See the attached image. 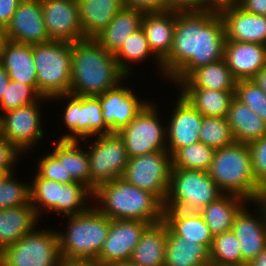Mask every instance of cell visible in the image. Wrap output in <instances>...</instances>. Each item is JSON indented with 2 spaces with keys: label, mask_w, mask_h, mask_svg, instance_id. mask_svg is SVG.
<instances>
[{
  "label": "cell",
  "mask_w": 266,
  "mask_h": 266,
  "mask_svg": "<svg viewBox=\"0 0 266 266\" xmlns=\"http://www.w3.org/2000/svg\"><path fill=\"white\" fill-rule=\"evenodd\" d=\"M224 26L226 40L266 45V16L244 11L237 4L218 9Z\"/></svg>",
  "instance_id": "obj_19"
},
{
  "label": "cell",
  "mask_w": 266,
  "mask_h": 266,
  "mask_svg": "<svg viewBox=\"0 0 266 266\" xmlns=\"http://www.w3.org/2000/svg\"><path fill=\"white\" fill-rule=\"evenodd\" d=\"M246 266H266V247L258 254V256L252 259Z\"/></svg>",
  "instance_id": "obj_55"
},
{
  "label": "cell",
  "mask_w": 266,
  "mask_h": 266,
  "mask_svg": "<svg viewBox=\"0 0 266 266\" xmlns=\"http://www.w3.org/2000/svg\"><path fill=\"white\" fill-rule=\"evenodd\" d=\"M223 194H233L252 202L259 185L254 179L251 155L247 144L234 142L230 146L215 149L208 169Z\"/></svg>",
  "instance_id": "obj_4"
},
{
  "label": "cell",
  "mask_w": 266,
  "mask_h": 266,
  "mask_svg": "<svg viewBox=\"0 0 266 266\" xmlns=\"http://www.w3.org/2000/svg\"><path fill=\"white\" fill-rule=\"evenodd\" d=\"M222 194L207 171L172 168L163 208L201 212Z\"/></svg>",
  "instance_id": "obj_7"
},
{
  "label": "cell",
  "mask_w": 266,
  "mask_h": 266,
  "mask_svg": "<svg viewBox=\"0 0 266 266\" xmlns=\"http://www.w3.org/2000/svg\"><path fill=\"white\" fill-rule=\"evenodd\" d=\"M176 26V11L144 13L141 27L158 64L169 56Z\"/></svg>",
  "instance_id": "obj_23"
},
{
  "label": "cell",
  "mask_w": 266,
  "mask_h": 266,
  "mask_svg": "<svg viewBox=\"0 0 266 266\" xmlns=\"http://www.w3.org/2000/svg\"><path fill=\"white\" fill-rule=\"evenodd\" d=\"M79 141L59 140L51 153L57 160H64L66 177H73L90 189V161L87 151L80 150Z\"/></svg>",
  "instance_id": "obj_35"
},
{
  "label": "cell",
  "mask_w": 266,
  "mask_h": 266,
  "mask_svg": "<svg viewBox=\"0 0 266 266\" xmlns=\"http://www.w3.org/2000/svg\"><path fill=\"white\" fill-rule=\"evenodd\" d=\"M252 202H255L256 206L260 207L259 210H261L266 221V183L259 186L256 197Z\"/></svg>",
  "instance_id": "obj_51"
},
{
  "label": "cell",
  "mask_w": 266,
  "mask_h": 266,
  "mask_svg": "<svg viewBox=\"0 0 266 266\" xmlns=\"http://www.w3.org/2000/svg\"><path fill=\"white\" fill-rule=\"evenodd\" d=\"M163 221L176 236L202 244L210 250L214 236L199 212L164 209Z\"/></svg>",
  "instance_id": "obj_26"
},
{
  "label": "cell",
  "mask_w": 266,
  "mask_h": 266,
  "mask_svg": "<svg viewBox=\"0 0 266 266\" xmlns=\"http://www.w3.org/2000/svg\"><path fill=\"white\" fill-rule=\"evenodd\" d=\"M143 12L124 7L94 39L115 55L135 30L141 27Z\"/></svg>",
  "instance_id": "obj_27"
},
{
  "label": "cell",
  "mask_w": 266,
  "mask_h": 266,
  "mask_svg": "<svg viewBox=\"0 0 266 266\" xmlns=\"http://www.w3.org/2000/svg\"><path fill=\"white\" fill-rule=\"evenodd\" d=\"M5 39L21 44H43L51 41L47 34L41 0H21L5 29Z\"/></svg>",
  "instance_id": "obj_16"
},
{
  "label": "cell",
  "mask_w": 266,
  "mask_h": 266,
  "mask_svg": "<svg viewBox=\"0 0 266 266\" xmlns=\"http://www.w3.org/2000/svg\"><path fill=\"white\" fill-rule=\"evenodd\" d=\"M260 88L266 93V65L259 71L254 78Z\"/></svg>",
  "instance_id": "obj_54"
},
{
  "label": "cell",
  "mask_w": 266,
  "mask_h": 266,
  "mask_svg": "<svg viewBox=\"0 0 266 266\" xmlns=\"http://www.w3.org/2000/svg\"><path fill=\"white\" fill-rule=\"evenodd\" d=\"M168 11L207 10V0H166Z\"/></svg>",
  "instance_id": "obj_47"
},
{
  "label": "cell",
  "mask_w": 266,
  "mask_h": 266,
  "mask_svg": "<svg viewBox=\"0 0 266 266\" xmlns=\"http://www.w3.org/2000/svg\"><path fill=\"white\" fill-rule=\"evenodd\" d=\"M151 54H153V52L150 49L142 27H140L128 36V39L114 57L120 69L128 76L130 72L129 69L131 70L128 63L129 61L133 63L140 62Z\"/></svg>",
  "instance_id": "obj_38"
},
{
  "label": "cell",
  "mask_w": 266,
  "mask_h": 266,
  "mask_svg": "<svg viewBox=\"0 0 266 266\" xmlns=\"http://www.w3.org/2000/svg\"><path fill=\"white\" fill-rule=\"evenodd\" d=\"M5 40V30L0 26V49Z\"/></svg>",
  "instance_id": "obj_57"
},
{
  "label": "cell",
  "mask_w": 266,
  "mask_h": 266,
  "mask_svg": "<svg viewBox=\"0 0 266 266\" xmlns=\"http://www.w3.org/2000/svg\"><path fill=\"white\" fill-rule=\"evenodd\" d=\"M209 256L212 266H242L240 243L232 230L214 236Z\"/></svg>",
  "instance_id": "obj_36"
},
{
  "label": "cell",
  "mask_w": 266,
  "mask_h": 266,
  "mask_svg": "<svg viewBox=\"0 0 266 266\" xmlns=\"http://www.w3.org/2000/svg\"><path fill=\"white\" fill-rule=\"evenodd\" d=\"M88 196L92 197L93 192L82 183H59L43 178L38 173L30 185V203L37 216L40 214V204L46 212L54 210L68 216L81 214L89 209L84 206Z\"/></svg>",
  "instance_id": "obj_8"
},
{
  "label": "cell",
  "mask_w": 266,
  "mask_h": 266,
  "mask_svg": "<svg viewBox=\"0 0 266 266\" xmlns=\"http://www.w3.org/2000/svg\"><path fill=\"white\" fill-rule=\"evenodd\" d=\"M155 108L151 103H147L135 119L118 132L129 158L167 151V130L160 123Z\"/></svg>",
  "instance_id": "obj_12"
},
{
  "label": "cell",
  "mask_w": 266,
  "mask_h": 266,
  "mask_svg": "<svg viewBox=\"0 0 266 266\" xmlns=\"http://www.w3.org/2000/svg\"><path fill=\"white\" fill-rule=\"evenodd\" d=\"M167 224L164 221L149 225L133 249L130 260L137 266H165Z\"/></svg>",
  "instance_id": "obj_29"
},
{
  "label": "cell",
  "mask_w": 266,
  "mask_h": 266,
  "mask_svg": "<svg viewBox=\"0 0 266 266\" xmlns=\"http://www.w3.org/2000/svg\"><path fill=\"white\" fill-rule=\"evenodd\" d=\"M38 165L37 173L43 178L64 184L76 182L73 177H66L64 160H57L52 154L45 156Z\"/></svg>",
  "instance_id": "obj_44"
},
{
  "label": "cell",
  "mask_w": 266,
  "mask_h": 266,
  "mask_svg": "<svg viewBox=\"0 0 266 266\" xmlns=\"http://www.w3.org/2000/svg\"><path fill=\"white\" fill-rule=\"evenodd\" d=\"M102 108V117L111 133H118L144 108L148 102H141L131 89L117 85L96 96Z\"/></svg>",
  "instance_id": "obj_18"
},
{
  "label": "cell",
  "mask_w": 266,
  "mask_h": 266,
  "mask_svg": "<svg viewBox=\"0 0 266 266\" xmlns=\"http://www.w3.org/2000/svg\"><path fill=\"white\" fill-rule=\"evenodd\" d=\"M251 155L252 172L256 183H266V135L247 144Z\"/></svg>",
  "instance_id": "obj_43"
},
{
  "label": "cell",
  "mask_w": 266,
  "mask_h": 266,
  "mask_svg": "<svg viewBox=\"0 0 266 266\" xmlns=\"http://www.w3.org/2000/svg\"><path fill=\"white\" fill-rule=\"evenodd\" d=\"M214 152V148L202 142L182 147L171 156L172 168L208 171Z\"/></svg>",
  "instance_id": "obj_37"
},
{
  "label": "cell",
  "mask_w": 266,
  "mask_h": 266,
  "mask_svg": "<svg viewBox=\"0 0 266 266\" xmlns=\"http://www.w3.org/2000/svg\"><path fill=\"white\" fill-rule=\"evenodd\" d=\"M126 77L114 55L108 53L95 39L72 43L69 93L98 96L121 84Z\"/></svg>",
  "instance_id": "obj_2"
},
{
  "label": "cell",
  "mask_w": 266,
  "mask_h": 266,
  "mask_svg": "<svg viewBox=\"0 0 266 266\" xmlns=\"http://www.w3.org/2000/svg\"><path fill=\"white\" fill-rule=\"evenodd\" d=\"M0 63L11 81L30 85L37 92V71L32 45L5 40L0 49Z\"/></svg>",
  "instance_id": "obj_24"
},
{
  "label": "cell",
  "mask_w": 266,
  "mask_h": 266,
  "mask_svg": "<svg viewBox=\"0 0 266 266\" xmlns=\"http://www.w3.org/2000/svg\"><path fill=\"white\" fill-rule=\"evenodd\" d=\"M227 121L235 142L248 144L266 135V123L236 97L231 101Z\"/></svg>",
  "instance_id": "obj_30"
},
{
  "label": "cell",
  "mask_w": 266,
  "mask_h": 266,
  "mask_svg": "<svg viewBox=\"0 0 266 266\" xmlns=\"http://www.w3.org/2000/svg\"><path fill=\"white\" fill-rule=\"evenodd\" d=\"M85 39H94L124 6L123 0H78Z\"/></svg>",
  "instance_id": "obj_28"
},
{
  "label": "cell",
  "mask_w": 266,
  "mask_h": 266,
  "mask_svg": "<svg viewBox=\"0 0 266 266\" xmlns=\"http://www.w3.org/2000/svg\"><path fill=\"white\" fill-rule=\"evenodd\" d=\"M39 217L31 203L0 210V253L33 232Z\"/></svg>",
  "instance_id": "obj_25"
},
{
  "label": "cell",
  "mask_w": 266,
  "mask_h": 266,
  "mask_svg": "<svg viewBox=\"0 0 266 266\" xmlns=\"http://www.w3.org/2000/svg\"><path fill=\"white\" fill-rule=\"evenodd\" d=\"M37 71V93L48 99L69 93L72 72V43L66 41L33 44Z\"/></svg>",
  "instance_id": "obj_6"
},
{
  "label": "cell",
  "mask_w": 266,
  "mask_h": 266,
  "mask_svg": "<svg viewBox=\"0 0 266 266\" xmlns=\"http://www.w3.org/2000/svg\"><path fill=\"white\" fill-rule=\"evenodd\" d=\"M244 201L248 200L233 194H222L199 212L213 236L232 229L234 218L243 207Z\"/></svg>",
  "instance_id": "obj_32"
},
{
  "label": "cell",
  "mask_w": 266,
  "mask_h": 266,
  "mask_svg": "<svg viewBox=\"0 0 266 266\" xmlns=\"http://www.w3.org/2000/svg\"><path fill=\"white\" fill-rule=\"evenodd\" d=\"M199 266H212L211 264H203V265H199Z\"/></svg>",
  "instance_id": "obj_59"
},
{
  "label": "cell",
  "mask_w": 266,
  "mask_h": 266,
  "mask_svg": "<svg viewBox=\"0 0 266 266\" xmlns=\"http://www.w3.org/2000/svg\"><path fill=\"white\" fill-rule=\"evenodd\" d=\"M6 172L3 169H0V182L6 176Z\"/></svg>",
  "instance_id": "obj_58"
},
{
  "label": "cell",
  "mask_w": 266,
  "mask_h": 266,
  "mask_svg": "<svg viewBox=\"0 0 266 266\" xmlns=\"http://www.w3.org/2000/svg\"><path fill=\"white\" fill-rule=\"evenodd\" d=\"M260 214L258 218L261 219L257 220L243 206L234 218L231 230L240 243L242 266H246L266 247V221L261 210Z\"/></svg>",
  "instance_id": "obj_22"
},
{
  "label": "cell",
  "mask_w": 266,
  "mask_h": 266,
  "mask_svg": "<svg viewBox=\"0 0 266 266\" xmlns=\"http://www.w3.org/2000/svg\"><path fill=\"white\" fill-rule=\"evenodd\" d=\"M69 98V103L64 112L65 125L73 133L65 134L60 138L64 141H79L89 136L111 134L102 117V108L96 96H79L66 93L54 96L51 99ZM78 137V138H77Z\"/></svg>",
  "instance_id": "obj_13"
},
{
  "label": "cell",
  "mask_w": 266,
  "mask_h": 266,
  "mask_svg": "<svg viewBox=\"0 0 266 266\" xmlns=\"http://www.w3.org/2000/svg\"><path fill=\"white\" fill-rule=\"evenodd\" d=\"M61 260L56 231H33L0 253V266H58Z\"/></svg>",
  "instance_id": "obj_9"
},
{
  "label": "cell",
  "mask_w": 266,
  "mask_h": 266,
  "mask_svg": "<svg viewBox=\"0 0 266 266\" xmlns=\"http://www.w3.org/2000/svg\"><path fill=\"white\" fill-rule=\"evenodd\" d=\"M225 42V26L218 9L176 11L173 45L162 62L163 74L178 85L194 69L222 60Z\"/></svg>",
  "instance_id": "obj_1"
},
{
  "label": "cell",
  "mask_w": 266,
  "mask_h": 266,
  "mask_svg": "<svg viewBox=\"0 0 266 266\" xmlns=\"http://www.w3.org/2000/svg\"><path fill=\"white\" fill-rule=\"evenodd\" d=\"M41 7L50 40L75 43L85 39L78 0H41Z\"/></svg>",
  "instance_id": "obj_15"
},
{
  "label": "cell",
  "mask_w": 266,
  "mask_h": 266,
  "mask_svg": "<svg viewBox=\"0 0 266 266\" xmlns=\"http://www.w3.org/2000/svg\"><path fill=\"white\" fill-rule=\"evenodd\" d=\"M58 266H104L92 259H65L61 258Z\"/></svg>",
  "instance_id": "obj_50"
},
{
  "label": "cell",
  "mask_w": 266,
  "mask_h": 266,
  "mask_svg": "<svg viewBox=\"0 0 266 266\" xmlns=\"http://www.w3.org/2000/svg\"><path fill=\"white\" fill-rule=\"evenodd\" d=\"M12 175L6 174L0 182V210L30 204V184L18 183Z\"/></svg>",
  "instance_id": "obj_42"
},
{
  "label": "cell",
  "mask_w": 266,
  "mask_h": 266,
  "mask_svg": "<svg viewBox=\"0 0 266 266\" xmlns=\"http://www.w3.org/2000/svg\"><path fill=\"white\" fill-rule=\"evenodd\" d=\"M183 89V90H182ZM181 95L203 117L227 118L235 91H218L203 88H182Z\"/></svg>",
  "instance_id": "obj_34"
},
{
  "label": "cell",
  "mask_w": 266,
  "mask_h": 266,
  "mask_svg": "<svg viewBox=\"0 0 266 266\" xmlns=\"http://www.w3.org/2000/svg\"><path fill=\"white\" fill-rule=\"evenodd\" d=\"M171 169V155L167 151H156L129 158L121 178L152 193L164 204L169 190Z\"/></svg>",
  "instance_id": "obj_10"
},
{
  "label": "cell",
  "mask_w": 266,
  "mask_h": 266,
  "mask_svg": "<svg viewBox=\"0 0 266 266\" xmlns=\"http://www.w3.org/2000/svg\"><path fill=\"white\" fill-rule=\"evenodd\" d=\"M170 124L166 127L167 152L172 156L178 149L199 142L203 116L180 94Z\"/></svg>",
  "instance_id": "obj_20"
},
{
  "label": "cell",
  "mask_w": 266,
  "mask_h": 266,
  "mask_svg": "<svg viewBox=\"0 0 266 266\" xmlns=\"http://www.w3.org/2000/svg\"><path fill=\"white\" fill-rule=\"evenodd\" d=\"M236 79L224 59L194 69L182 82L181 88H203L235 91Z\"/></svg>",
  "instance_id": "obj_31"
},
{
  "label": "cell",
  "mask_w": 266,
  "mask_h": 266,
  "mask_svg": "<svg viewBox=\"0 0 266 266\" xmlns=\"http://www.w3.org/2000/svg\"><path fill=\"white\" fill-rule=\"evenodd\" d=\"M150 224L139 220L110 219V228L97 261L102 265L130 260L133 249Z\"/></svg>",
  "instance_id": "obj_17"
},
{
  "label": "cell",
  "mask_w": 266,
  "mask_h": 266,
  "mask_svg": "<svg viewBox=\"0 0 266 266\" xmlns=\"http://www.w3.org/2000/svg\"><path fill=\"white\" fill-rule=\"evenodd\" d=\"M39 99L44 101L48 98L41 97L30 85L10 80L0 101V109L7 112L18 107L33 104Z\"/></svg>",
  "instance_id": "obj_40"
},
{
  "label": "cell",
  "mask_w": 266,
  "mask_h": 266,
  "mask_svg": "<svg viewBox=\"0 0 266 266\" xmlns=\"http://www.w3.org/2000/svg\"><path fill=\"white\" fill-rule=\"evenodd\" d=\"M93 198L102 204L97 209L109 219L139 220L150 225L163 221V203L123 178L100 185Z\"/></svg>",
  "instance_id": "obj_3"
},
{
  "label": "cell",
  "mask_w": 266,
  "mask_h": 266,
  "mask_svg": "<svg viewBox=\"0 0 266 266\" xmlns=\"http://www.w3.org/2000/svg\"><path fill=\"white\" fill-rule=\"evenodd\" d=\"M9 81H10L9 75L2 66V64L0 63V101L3 98V93H5Z\"/></svg>",
  "instance_id": "obj_52"
},
{
  "label": "cell",
  "mask_w": 266,
  "mask_h": 266,
  "mask_svg": "<svg viewBox=\"0 0 266 266\" xmlns=\"http://www.w3.org/2000/svg\"><path fill=\"white\" fill-rule=\"evenodd\" d=\"M210 264L209 250L202 244L185 241L167 226L165 266H199Z\"/></svg>",
  "instance_id": "obj_33"
},
{
  "label": "cell",
  "mask_w": 266,
  "mask_h": 266,
  "mask_svg": "<svg viewBox=\"0 0 266 266\" xmlns=\"http://www.w3.org/2000/svg\"><path fill=\"white\" fill-rule=\"evenodd\" d=\"M235 97L266 123V93L254 79L237 80Z\"/></svg>",
  "instance_id": "obj_41"
},
{
  "label": "cell",
  "mask_w": 266,
  "mask_h": 266,
  "mask_svg": "<svg viewBox=\"0 0 266 266\" xmlns=\"http://www.w3.org/2000/svg\"><path fill=\"white\" fill-rule=\"evenodd\" d=\"M237 5L246 12L266 16V0H238Z\"/></svg>",
  "instance_id": "obj_49"
},
{
  "label": "cell",
  "mask_w": 266,
  "mask_h": 266,
  "mask_svg": "<svg viewBox=\"0 0 266 266\" xmlns=\"http://www.w3.org/2000/svg\"><path fill=\"white\" fill-rule=\"evenodd\" d=\"M223 59L236 80L254 79L266 65V45L226 40Z\"/></svg>",
  "instance_id": "obj_21"
},
{
  "label": "cell",
  "mask_w": 266,
  "mask_h": 266,
  "mask_svg": "<svg viewBox=\"0 0 266 266\" xmlns=\"http://www.w3.org/2000/svg\"><path fill=\"white\" fill-rule=\"evenodd\" d=\"M18 153L19 151L5 137L0 135V169H3L7 174L13 173L12 165L17 161Z\"/></svg>",
  "instance_id": "obj_46"
},
{
  "label": "cell",
  "mask_w": 266,
  "mask_h": 266,
  "mask_svg": "<svg viewBox=\"0 0 266 266\" xmlns=\"http://www.w3.org/2000/svg\"><path fill=\"white\" fill-rule=\"evenodd\" d=\"M105 266H137V265L131 260H122V261L111 262Z\"/></svg>",
  "instance_id": "obj_56"
},
{
  "label": "cell",
  "mask_w": 266,
  "mask_h": 266,
  "mask_svg": "<svg viewBox=\"0 0 266 266\" xmlns=\"http://www.w3.org/2000/svg\"><path fill=\"white\" fill-rule=\"evenodd\" d=\"M126 8L135 9L143 13L167 12L166 0H123Z\"/></svg>",
  "instance_id": "obj_45"
},
{
  "label": "cell",
  "mask_w": 266,
  "mask_h": 266,
  "mask_svg": "<svg viewBox=\"0 0 266 266\" xmlns=\"http://www.w3.org/2000/svg\"><path fill=\"white\" fill-rule=\"evenodd\" d=\"M199 142L214 149L233 144L235 141L227 118L203 117L199 132Z\"/></svg>",
  "instance_id": "obj_39"
},
{
  "label": "cell",
  "mask_w": 266,
  "mask_h": 266,
  "mask_svg": "<svg viewBox=\"0 0 266 266\" xmlns=\"http://www.w3.org/2000/svg\"><path fill=\"white\" fill-rule=\"evenodd\" d=\"M21 0H0V26L5 30Z\"/></svg>",
  "instance_id": "obj_48"
},
{
  "label": "cell",
  "mask_w": 266,
  "mask_h": 266,
  "mask_svg": "<svg viewBox=\"0 0 266 266\" xmlns=\"http://www.w3.org/2000/svg\"><path fill=\"white\" fill-rule=\"evenodd\" d=\"M67 218L68 230L65 234L58 232L61 258L97 260L108 235L110 219L96 206Z\"/></svg>",
  "instance_id": "obj_5"
},
{
  "label": "cell",
  "mask_w": 266,
  "mask_h": 266,
  "mask_svg": "<svg viewBox=\"0 0 266 266\" xmlns=\"http://www.w3.org/2000/svg\"><path fill=\"white\" fill-rule=\"evenodd\" d=\"M90 148V190L94 192L100 185L122 177L129 156L118 133L97 136Z\"/></svg>",
  "instance_id": "obj_11"
},
{
  "label": "cell",
  "mask_w": 266,
  "mask_h": 266,
  "mask_svg": "<svg viewBox=\"0 0 266 266\" xmlns=\"http://www.w3.org/2000/svg\"><path fill=\"white\" fill-rule=\"evenodd\" d=\"M40 101L39 99L33 104L18 107L0 115L1 135L20 153L32 148L44 135L38 109Z\"/></svg>",
  "instance_id": "obj_14"
},
{
  "label": "cell",
  "mask_w": 266,
  "mask_h": 266,
  "mask_svg": "<svg viewBox=\"0 0 266 266\" xmlns=\"http://www.w3.org/2000/svg\"><path fill=\"white\" fill-rule=\"evenodd\" d=\"M238 0H207V9H219L225 5L237 4Z\"/></svg>",
  "instance_id": "obj_53"
}]
</instances>
